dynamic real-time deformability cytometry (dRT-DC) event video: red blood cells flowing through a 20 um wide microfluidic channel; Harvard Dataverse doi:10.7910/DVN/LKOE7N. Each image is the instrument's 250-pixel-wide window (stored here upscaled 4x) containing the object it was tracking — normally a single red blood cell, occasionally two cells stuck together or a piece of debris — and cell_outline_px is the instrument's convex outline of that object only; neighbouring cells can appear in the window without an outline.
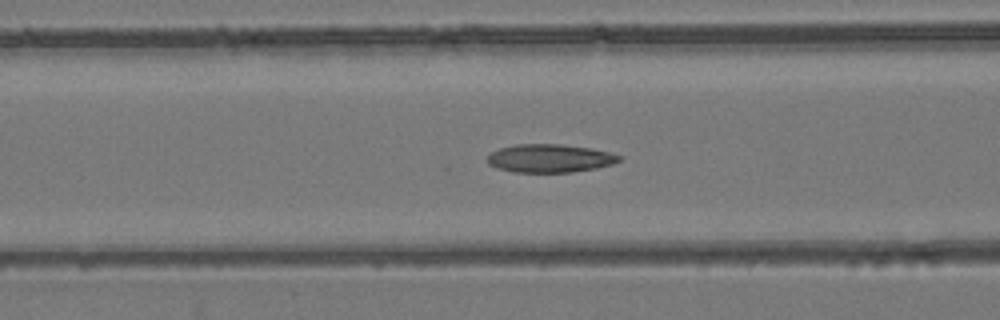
{"species": "common noctule bat (a hibernating species)", "species_latin": "Nyctalus noctula", "temperature_condition": "room temperature", "stored_images_in_passage": 54, "camera_frame_rate_fps": 3000, "um_per_image_px": 0.085, "animal": {"sex": "female", "body_mass_g": 24.6, "forearm_length_mm": 56.2}, "frame": {"image": 1, "passage_image": 22, "time_ms": 7.0, "image_size_px": [1000, 320], "cell_outline_px": [[624, 156], [620, 160], [612, 164], [596, 168], [572, 172], [512, 172], [496, 168], [488, 164], [488, 156], [492, 152], [500, 148], [516, 144], [560, 144], [592, 148]], "centroid_in_image_um": [46.74, 13.46], "position_along_channel_um": 119.9, "area_um2": 21.73}}
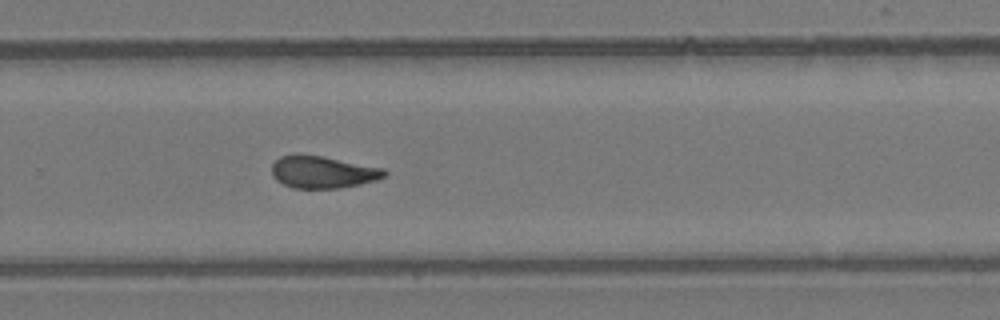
{"frame": {"image": 2, "passage_image": 36, "time_ms": 11.667, "image_size_px": [1000, 320], "cell_outline_px": [[388, 172], [384, 176], [376, 180], [360, 184], [340, 188], [292, 188], [276, 180], [272, 176], [272, 164], [280, 156], [296, 152], [324, 156], [384, 168]], "centroid_in_image_um": [27.4, 14.6], "position_along_channel_um": 302.4, "area_um2": 21.5}}
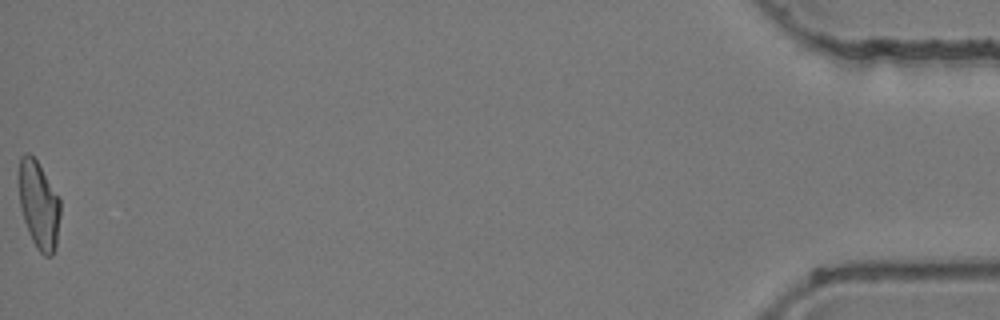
{"frame": {"image": 3, "passage_image": 54, "time_ms": 17.667, "image_size_px": [1000, 320], "cell_outline_px": [[60, 216], [56, 244], [52, 256], [44, 256], [36, 248], [28, 232], [20, 208], [20, 156], [24, 152], [28, 152], [36, 160], [60, 200]], "centroid_in_image_um": [3.3, 17.46], "position_along_channel_um": 431.9, "area_um2": 20.75}, "authors_computed_cell_mechanics": {"area_um2": 21.9351, "velocity_mm_per_s": 3.9273, "shape_relaxation_time_tau1_ms": null, "shape_relaxation_time_tau2_ms": 2.5019, "deformation_change_tau1": null, "deformation_change_tau2": 0.1042}}